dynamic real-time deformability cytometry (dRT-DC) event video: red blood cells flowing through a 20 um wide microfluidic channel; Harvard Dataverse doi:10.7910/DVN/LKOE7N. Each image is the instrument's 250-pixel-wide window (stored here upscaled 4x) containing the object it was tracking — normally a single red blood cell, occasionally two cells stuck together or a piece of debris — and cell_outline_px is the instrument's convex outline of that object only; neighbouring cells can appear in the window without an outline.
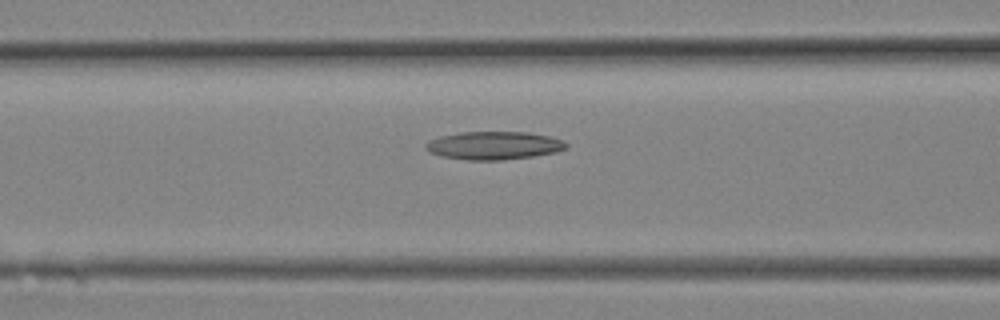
{"species": "Egyptian fruit bat (a non-hibernating species)", "species_latin": "Rousettus aegyptiacus", "temperature_condition": "room temperature", "stored_images_in_passage": 4, "camera_frame_rate_fps": 3000, "um_per_image_px": 0.085, "animal": {"sex": "female"}, "frame": {"image": 1, "passage_image": 4, "time_ms": 1.0, "image_size_px": [1000, 320], "cell_outline_px": [[568, 148], [556, 152], [532, 156], [504, 160], [468, 160], [440, 156], [428, 152], [424, 148], [424, 144], [428, 140], [440, 136], [460, 132], [528, 132], [552, 136], [564, 140], [568, 144]], "centroid_in_image_um": [41.98, 12.36], "position_along_channel_um": 124.6, "area_um2": 23.35}}